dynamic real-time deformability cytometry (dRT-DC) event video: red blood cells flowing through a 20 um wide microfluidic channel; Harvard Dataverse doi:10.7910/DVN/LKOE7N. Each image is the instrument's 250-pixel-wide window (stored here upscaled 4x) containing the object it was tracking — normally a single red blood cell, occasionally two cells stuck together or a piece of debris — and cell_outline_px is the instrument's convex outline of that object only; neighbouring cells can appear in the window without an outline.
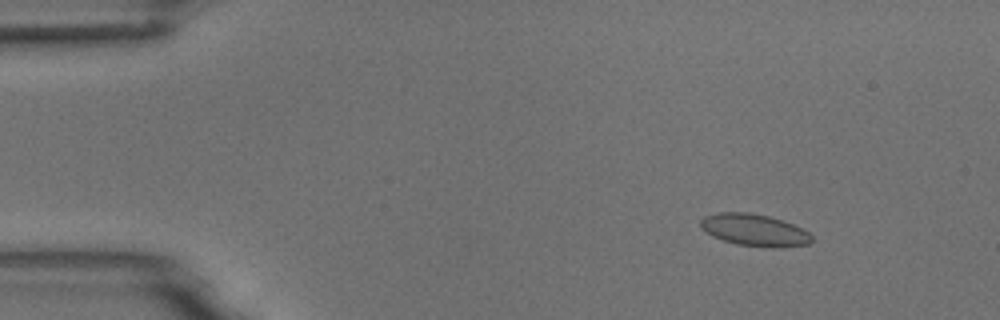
{"species": "common noctule bat (a hibernating species)", "species_latin": "Nyctalus noctula", "temperature_condition": "room temperature", "stored_images_in_passage": 5, "camera_frame_rate_fps": 3000, "um_per_image_px": 0.085, "animal": {"sex": "male", "body_mass_g": 18.8}, "frame": {"image": 1, "passage_image": 2, "time_ms": 0.333, "image_size_px": [1000, 320], "cell_outline_px": [[812, 240], [808, 244], [776, 248], [772, 248], [736, 244], [712, 236], [700, 228], [700, 220], [704, 216], [720, 212], [748, 212], [768, 216], [792, 224], [808, 232], [812, 236]], "centroid_in_image_um": [64.09, 19.56], "position_along_channel_um": 20.9, "area_um2": 20.63}}
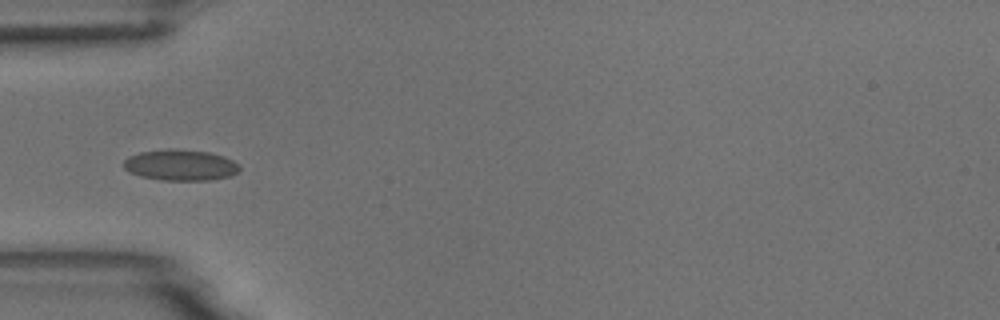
{"frame": {"image": 2, "passage_image": 5, "time_ms": 1.333, "image_size_px": [1000, 320], "cell_outline_px": [[240, 168], [232, 176], [212, 180], [160, 180], [140, 176], [124, 168], [124, 160], [128, 156], [140, 152], [168, 148], [208, 152], [224, 156], [240, 164]], "centroid_in_image_um": [15.36, 14.03], "position_along_channel_um": 69.6, "area_um2": 20.98}}